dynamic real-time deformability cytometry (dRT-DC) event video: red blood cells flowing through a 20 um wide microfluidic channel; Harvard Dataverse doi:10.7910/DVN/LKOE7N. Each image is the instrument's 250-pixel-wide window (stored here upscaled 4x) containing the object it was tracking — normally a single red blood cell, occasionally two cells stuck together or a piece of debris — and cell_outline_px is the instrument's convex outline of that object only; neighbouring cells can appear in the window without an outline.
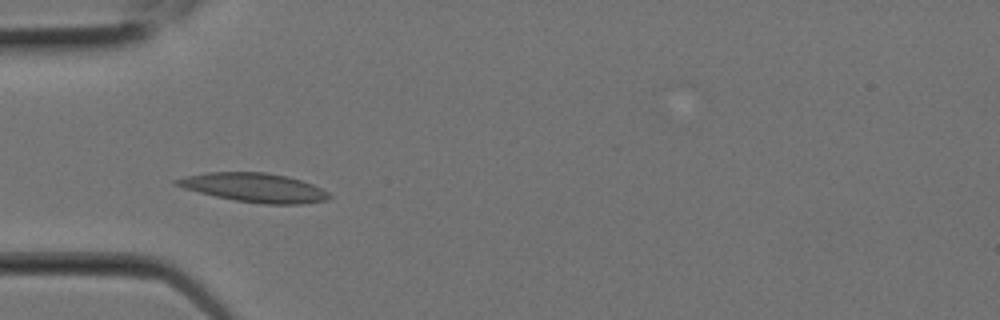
{"species": "Egyptian fruit bat (a non-hibernating species)", "species_latin": "Rousettus aegyptiacus", "temperature_condition": "room temperature", "stored_images_in_passage": 6, "camera_frame_rate_fps": 3000, "um_per_image_px": 0.085, "animal": {"sex": "female"}, "frame": {"image": 1, "passage_image": 5, "time_ms": 1.333, "image_size_px": [1000, 320], "cell_outline_px": [[332, 196], [328, 200], [300, 204], [264, 204], [236, 200], [216, 196], [184, 188], [172, 184], [172, 180], [184, 176], [208, 172], [264, 172], [288, 176], [312, 184], [328, 192]], "centroid_in_image_um": [21.6, 15.94], "position_along_channel_um": 63.4, "area_um2": 25.72}}
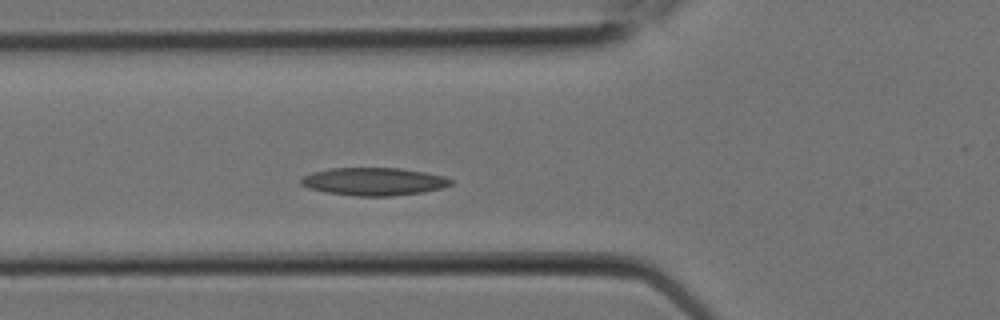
{"frame": {"image": 2, "passage_image": 6, "time_ms": 1.667, "image_size_px": [1000, 320], "cell_outline_px": [[452, 184], [440, 188], [424, 192], [392, 196], [356, 196], [328, 192], [308, 188], [300, 184], [300, 180], [304, 176], [312, 172], [332, 168], [400, 168], [424, 172], [444, 176], [452, 180]], "centroid_in_image_um": [31.77, 15.43], "position_along_channel_um": 94.0, "area_um2": 24.16}}